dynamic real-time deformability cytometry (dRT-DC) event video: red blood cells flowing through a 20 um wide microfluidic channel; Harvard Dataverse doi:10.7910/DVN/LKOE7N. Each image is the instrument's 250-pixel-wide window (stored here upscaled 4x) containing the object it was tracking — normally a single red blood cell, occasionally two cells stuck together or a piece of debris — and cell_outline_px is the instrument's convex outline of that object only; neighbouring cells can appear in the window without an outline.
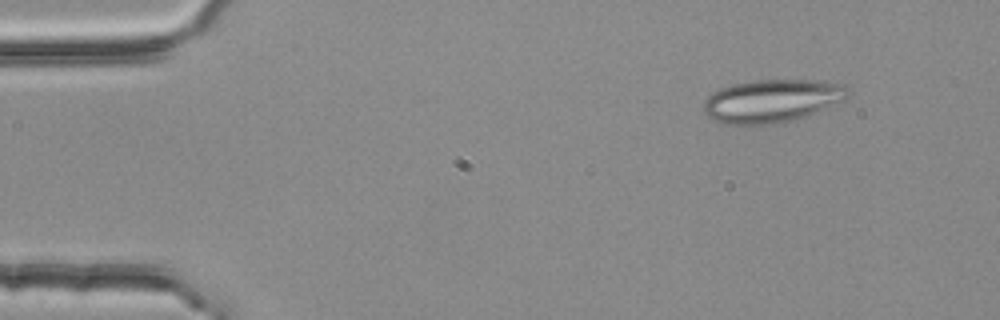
{"species": "common noctule bat (a hibernating species)", "species_latin": "Nyctalus noctula", "temperature_condition": "room temperature", "stored_images_in_passage": 4, "camera_frame_rate_fps": 3000, "um_per_image_px": 0.085, "animal": {"sex": "female", "body_mass_g": 25.1}, "frame": {"image": 1, "passage_image": 1, "time_ms": 0.0, "image_size_px": [1000, 320], "cell_outline_px": [[848, 96], [844, 100], [804, 116], [772, 124], [724, 124], [712, 120], [704, 112], [704, 100], [712, 92], [720, 88], [732, 84], [752, 80], [816, 80], [844, 84], [848, 88]], "centroid_in_image_um": [65.57, 8.56], "position_along_channel_um": 19.4, "area_um2": 35.95}}